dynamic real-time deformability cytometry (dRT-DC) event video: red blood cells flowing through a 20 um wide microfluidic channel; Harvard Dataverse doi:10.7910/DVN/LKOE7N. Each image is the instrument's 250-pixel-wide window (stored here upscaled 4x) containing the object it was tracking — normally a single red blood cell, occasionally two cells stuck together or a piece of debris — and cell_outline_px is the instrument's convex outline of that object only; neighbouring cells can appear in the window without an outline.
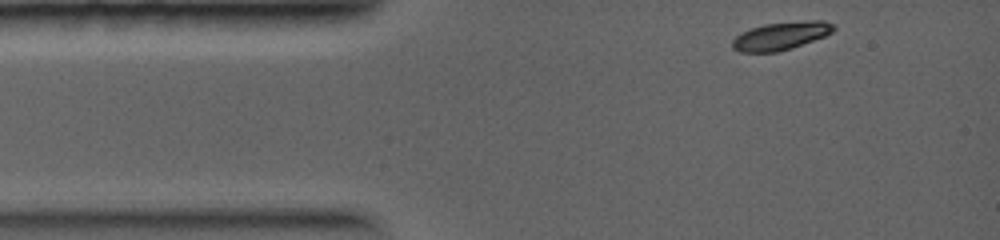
{"species": "common noctule bat (a hibernating species)", "species_latin": "Nyctalus noctula", "temperature_condition": "warm", "stored_images_in_passage": 27, "camera_frame_rate_fps": 5000, "um_per_image_px": 0.085, "animal": {"sex": "female", "body_mass_g": 19.0, "forearm_length_mm": 56.7}, "frame": {"image": 1, "passage_image": 1, "time_ms": 0.0, "image_size_px": [1000, 240], "cell_outline_px": [[836, 28], [832, 32], [824, 36], [792, 48], [776, 52], [740, 52], [732, 48], [732, 40], [740, 32], [764, 24], [812, 20], [824, 20], [832, 24]], "centroid_in_image_um": [66.36, 3.05], "position_along_channel_um": 18.6, "area_um2": 16.42}}
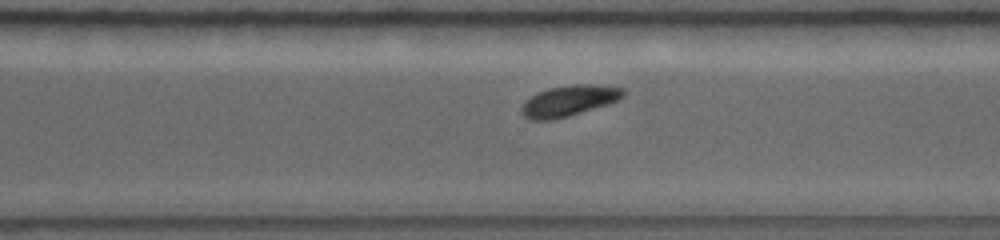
{"frame": {"image": 2, "passage_image": 20, "time_ms": 6.6, "image_size_px": [1000, 240], "cell_outline_px": [[624, 96], [608, 104], [568, 116], [552, 120], [528, 120], [520, 112], [520, 108], [524, 100], [536, 92], [548, 88], [572, 84], [592, 84], [624, 88]], "centroid_in_image_um": [48.29, 8.56], "position_along_channel_um": 322.3, "area_um2": 18.44}}
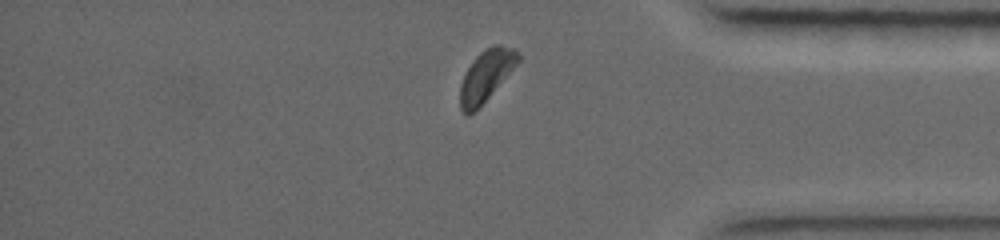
{"frame": {"image": 3, "passage_image": 25, "time_ms": 8.2, "image_size_px": [1000, 240], "cell_outline_px": [[520, 60], [488, 96], [468, 116], [460, 108], [460, 84], [472, 60], [480, 52], [496, 44], [500, 44], [512, 48], [520, 52]], "centroid_in_image_um": [41.31, 6.38], "position_along_channel_um": 393.9, "area_um2": 16.65}}